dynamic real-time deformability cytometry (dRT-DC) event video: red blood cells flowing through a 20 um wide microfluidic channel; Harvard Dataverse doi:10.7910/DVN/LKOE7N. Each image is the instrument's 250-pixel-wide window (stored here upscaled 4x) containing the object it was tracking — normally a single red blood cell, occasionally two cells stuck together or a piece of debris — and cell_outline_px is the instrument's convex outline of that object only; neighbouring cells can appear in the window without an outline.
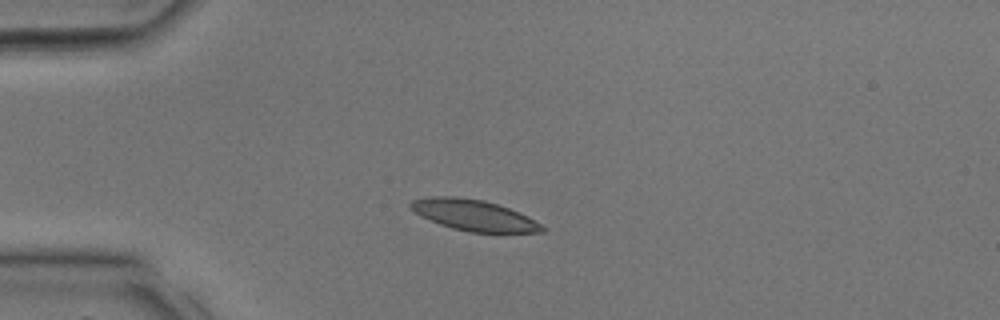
{"species": "common noctule bat (a hibernating species)", "species_latin": "Nyctalus noctula", "temperature_condition": "room temperature", "stored_images_in_passage": 25, "camera_frame_rate_fps": 3000, "um_per_image_px": 0.085, "animal": {"sex": "male", "body_mass_g": 17.9, "forearm_length_mm": 54.2}, "frame": {"image": 1, "passage_image": 1, "time_ms": 0.0, "image_size_px": [1000, 320], "cell_outline_px": [[548, 228], [544, 232], [468, 232], [452, 228], [440, 224], [420, 216], [408, 208], [408, 204], [412, 200], [432, 196], [452, 196], [484, 200], [520, 212], [528, 216]], "centroid_in_image_um": [40.26, 18.29], "position_along_channel_um": 44.7, "area_um2": 23.81}}
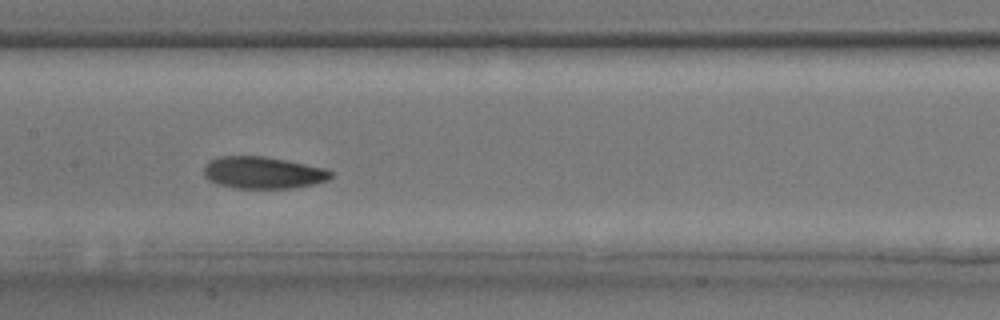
{"frame": {"image": 2, "passage_image": 9, "time_ms": 2.667, "image_size_px": [1000, 320], "cell_outline_px": [[332, 176], [328, 180], [312, 184], [292, 188], [236, 188], [216, 184], [208, 180], [204, 176], [204, 164], [220, 156], [264, 156], [324, 168], [332, 172]], "centroid_in_image_um": [22.31, 14.68], "position_along_channel_um": 185.1, "area_um2": 23.52}}
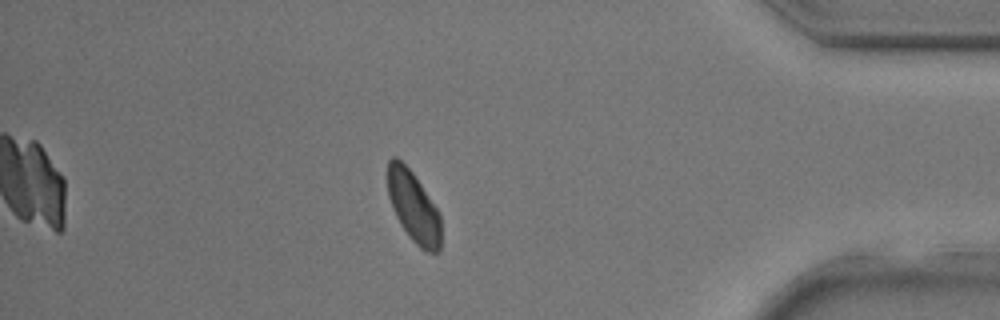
{"frame": {"image": 3, "passage_image": 21, "time_ms": 6.667, "image_size_px": [1000, 320], "cell_outline_px": [[440, 248], [436, 252], [424, 252], [412, 240], [400, 224], [392, 208], [388, 196], [388, 160], [392, 156], [396, 156], [412, 172], [440, 212]], "centroid_in_image_um": [35.14, 17.58], "position_along_channel_um": 400.1, "area_um2": 21.96}}